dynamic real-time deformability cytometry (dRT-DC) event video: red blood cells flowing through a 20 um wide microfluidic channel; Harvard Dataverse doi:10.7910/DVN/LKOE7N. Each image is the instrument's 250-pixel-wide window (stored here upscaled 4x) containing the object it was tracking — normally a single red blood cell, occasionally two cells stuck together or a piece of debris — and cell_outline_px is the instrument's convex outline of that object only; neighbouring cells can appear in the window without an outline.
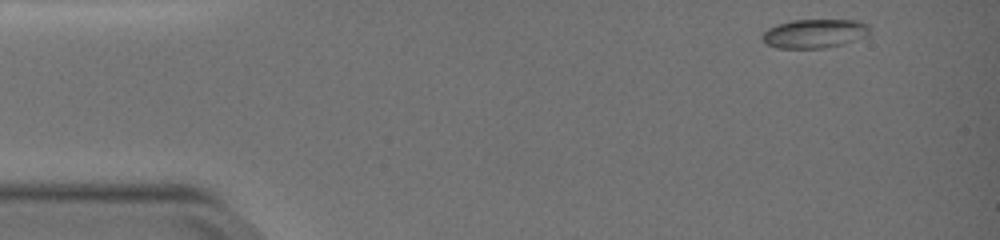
{"species": "common noctule bat (a hibernating species)", "species_latin": "Nyctalus noctula", "temperature_condition": "warm", "stored_images_in_passage": 45, "camera_frame_rate_fps": 3000, "um_per_image_px": 0.085, "animal": {"sex": "female", "body_mass_g": 19.0, "forearm_length_mm": 51.5}, "frame": {"image": 1, "passage_image": 1, "time_ms": 0.0, "image_size_px": [1000, 240], "cell_outline_px": [[868, 36], [840, 44], [824, 48], [776, 48], [764, 44], [760, 40], [760, 36], [768, 28], [776, 24], [792, 20], [856, 20], [868, 24]], "centroid_in_image_um": [69.15, 2.85], "position_along_channel_um": 15.8, "area_um2": 18.21}}
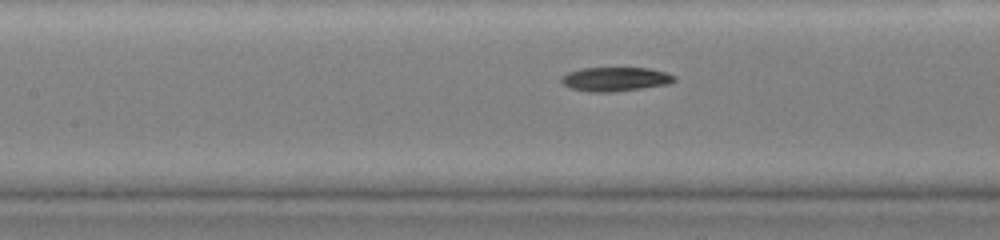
{"frame": {"image": 2, "passage_image": 20, "time_ms": 6.333, "image_size_px": [1000, 240], "cell_outline_px": [[676, 80], [668, 84], [612, 92], [588, 92], [568, 88], [560, 80], [560, 76], [568, 72], [580, 68], [648, 68], [664, 72], [676, 76]], "centroid_in_image_um": [52.24, 6.73], "position_along_channel_um": 155.2, "area_um2": 15.9}}
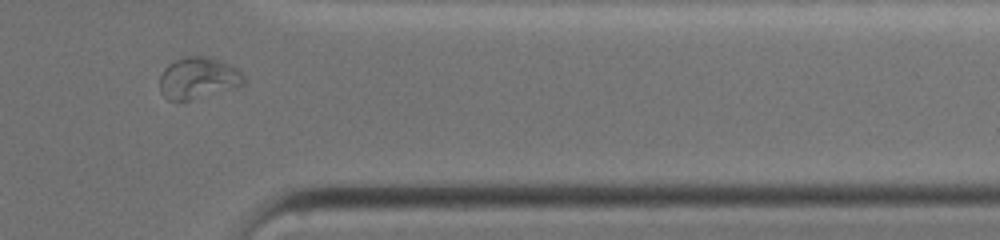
{"frame": {"image": 3, "passage_image": 39, "time_ms": 12.667, "image_size_px": [1000, 240], "cell_outline_px": [[244, 84], [176, 104], [168, 100], [160, 92], [160, 76], [164, 68], [168, 64], [176, 60], [188, 56], [208, 56], [240, 68], [244, 76]], "centroid_in_image_um": [16.81, 6.64], "position_along_channel_um": 394.6, "area_um2": 20.52}, "authors_computed_cell_mechanics": {"area_um2": 16.5308, "velocity_mm_per_s": 3.8151, "shape_relaxation_time_tau1_ms": null, "shape_relaxation_time_tau2_ms": 4.0521, "deformation_change_tau1": null, "deformation_change_tau2": 0.0794}}